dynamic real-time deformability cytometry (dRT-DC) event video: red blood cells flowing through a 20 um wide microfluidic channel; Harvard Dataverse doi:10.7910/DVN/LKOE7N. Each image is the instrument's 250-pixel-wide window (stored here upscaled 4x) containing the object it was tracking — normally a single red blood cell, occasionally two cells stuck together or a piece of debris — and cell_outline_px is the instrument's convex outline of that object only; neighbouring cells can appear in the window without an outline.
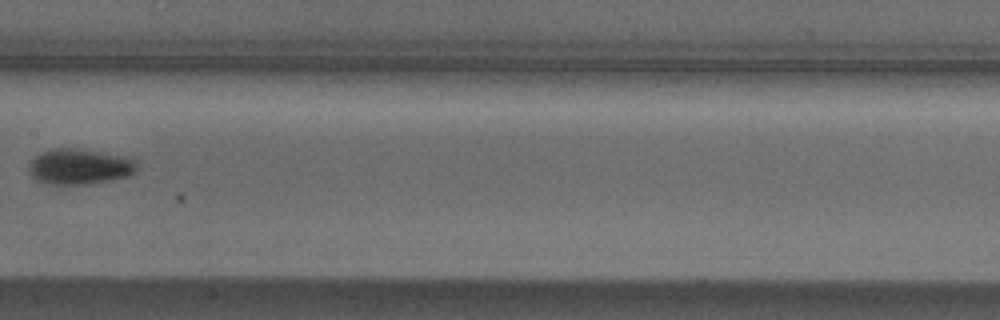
{"species": "Egyptian fruit bat (a non-hibernating species)", "species_latin": "Rousettus aegyptiacus", "temperature_condition": "cold", "stored_images_in_passage": 8, "camera_frame_rate_fps": 3000, "um_per_image_px": 0.085, "animal": {"sex": "male"}, "frame": {"image": 1, "passage_image": 8, "time_ms": 2.333, "image_size_px": [1000, 320], "cell_outline_px": [[136, 168], [128, 176], [112, 180], [84, 184], [48, 184], [36, 180], [28, 168], [28, 164], [40, 152], [52, 148], [76, 148], [124, 156], [132, 160], [136, 164]], "centroid_in_image_um": [6.71, 14.15], "position_along_channel_um": 200.7, "area_um2": 22.14}}